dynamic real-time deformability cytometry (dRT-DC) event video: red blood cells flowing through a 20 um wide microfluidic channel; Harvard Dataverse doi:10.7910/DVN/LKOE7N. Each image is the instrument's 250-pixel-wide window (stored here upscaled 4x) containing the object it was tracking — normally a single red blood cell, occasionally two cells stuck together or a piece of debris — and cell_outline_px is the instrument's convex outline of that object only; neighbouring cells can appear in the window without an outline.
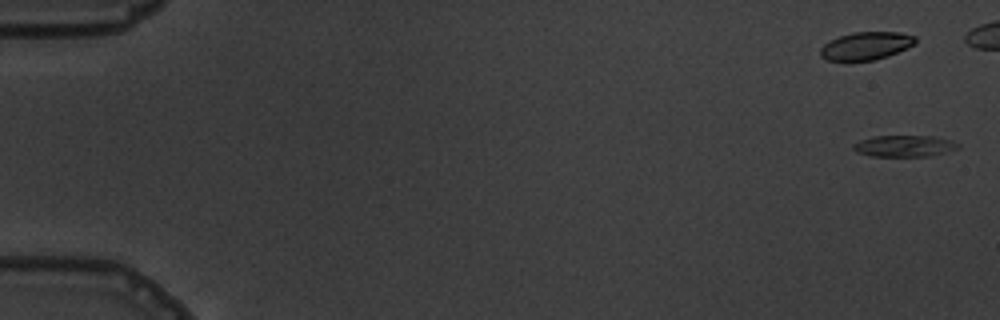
{"species": "common noctule bat (a hibernating species)", "species_latin": "Nyctalus noctula", "temperature_condition": "warm", "stored_images_in_passage": 11, "camera_frame_rate_fps": 3000, "um_per_image_px": 0.085, "animal": {"sex": "male", "body_mass_g": 19.5, "forearm_length_mm": 54.6}, "frame": {"image": 1, "passage_image": 2, "time_ms": 1.0, "image_size_px": [1000, 320], "cell_outline_px": [[960, 148], [928, 156], [872, 156], [856, 152], [852, 148], [852, 144], [860, 140], [872, 136], [936, 136], [952, 140], [960, 144]], "centroid_in_image_um": [76.86, 12.4], "position_along_channel_um": 8.1, "area_um2": 13.18}}